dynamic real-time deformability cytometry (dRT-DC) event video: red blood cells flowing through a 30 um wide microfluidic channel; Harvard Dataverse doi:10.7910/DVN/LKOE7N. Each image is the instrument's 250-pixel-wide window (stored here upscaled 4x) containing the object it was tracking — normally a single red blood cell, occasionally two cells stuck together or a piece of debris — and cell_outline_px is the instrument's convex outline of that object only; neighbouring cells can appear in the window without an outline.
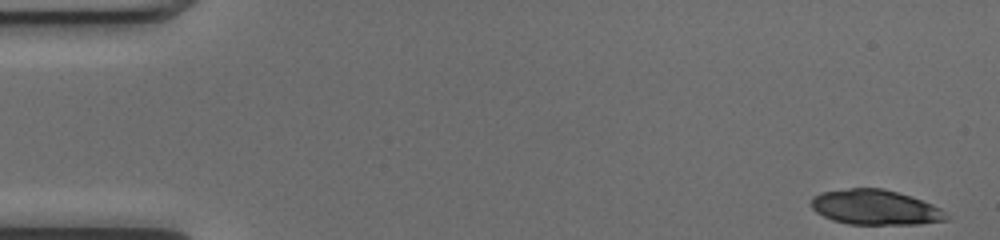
{"species": "common noctule bat (a hibernating species)", "species_latin": "Nyctalus noctula", "temperature_condition": "cold", "stored_images_in_passage": 50, "camera_frame_rate_fps": 3000, "um_per_image_px": 0.085, "animal": {"sex": "female", "body_mass_g": 17.0, "forearm_length_mm": 48.0}, "frame": {"image": 1, "passage_image": 1, "time_ms": 0.0, "image_size_px": [1000, 240], "cell_outline_px": [[948, 220], [920, 224], [848, 224], [832, 220], [816, 212], [812, 208], [812, 196], [820, 192], [848, 188], [884, 188], [932, 204], [940, 208], [948, 216]], "centroid_in_image_um": [74.37, 17.62], "position_along_channel_um": 10.6, "area_um2": 27.46}}
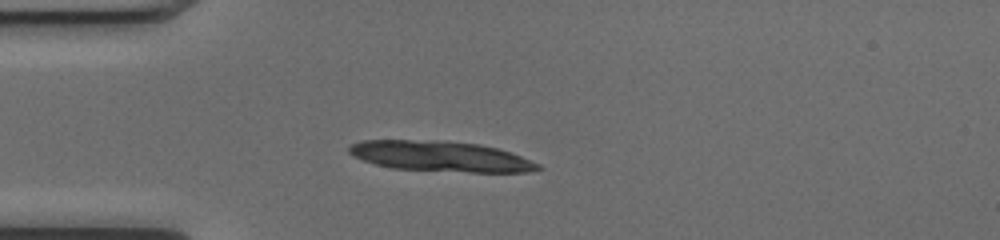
{"frame": {"image": 2, "passage_image": 13, "time_ms": 4.0, "image_size_px": [1000, 240], "cell_outline_px": [[544, 168], [528, 172], [468, 172], [392, 168], [376, 164], [352, 156], [348, 152], [348, 148], [352, 144], [360, 140], [444, 140], [480, 144], [496, 148], [520, 156], [540, 164]], "centroid_in_image_um": [37.44, 13.28], "position_along_channel_um": 47.6, "area_um2": 33.47}, "authors_computed_cell_mechanics": {"area_um2": 19.2474, "velocity_mm_per_s": 4.0393, "shape_relaxation_time_tau1_ms": 5.1129, "shape_relaxation_time_tau2_ms": 2.791, "deformation_change_tau1": 0.1515, "deformation_change_tau2": 0.0813}}